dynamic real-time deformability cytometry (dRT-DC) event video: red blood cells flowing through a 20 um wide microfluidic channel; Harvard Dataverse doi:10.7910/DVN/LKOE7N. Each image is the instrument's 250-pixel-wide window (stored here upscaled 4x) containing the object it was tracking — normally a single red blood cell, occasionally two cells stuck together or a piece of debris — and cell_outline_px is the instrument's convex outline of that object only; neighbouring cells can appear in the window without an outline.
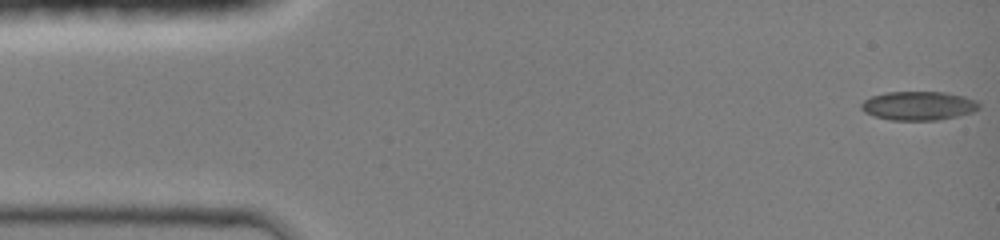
{"species": "common noctule bat (a hibernating species)", "species_latin": "Nyctalus noctula", "temperature_condition": "room temperature", "stored_images_in_passage": 70, "camera_frame_rate_fps": 3000, "um_per_image_px": 0.085, "animal": {"sex": "female", "body_mass_g": 19.0, "forearm_length_mm": 51.5}, "frame": {"image": 1, "passage_image": 1, "time_ms": 0.0, "image_size_px": [1000, 240], "cell_outline_px": [[980, 108], [972, 112], [956, 116], [936, 120], [892, 120], [872, 116], [864, 112], [860, 108], [860, 104], [864, 100], [872, 96], [884, 92], [944, 92], [964, 96], [976, 100], [980, 104]], "centroid_in_image_um": [78.04, 8.98], "position_along_channel_um": 7.0, "area_um2": 19.88}}
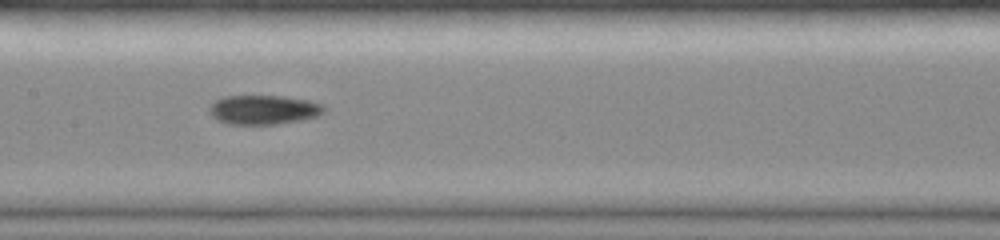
{"frame": {"image": 2, "passage_image": 27, "time_ms": 7.0, "image_size_px": [1000, 240], "cell_outline_px": [[324, 112], [316, 116], [300, 120], [276, 124], [228, 124], [212, 116], [208, 112], [208, 108], [216, 100], [224, 96], [284, 96], [308, 100], [324, 104]], "centroid_in_image_um": [22.4, 9.32], "position_along_channel_um": 185.0, "area_um2": 19.48}}
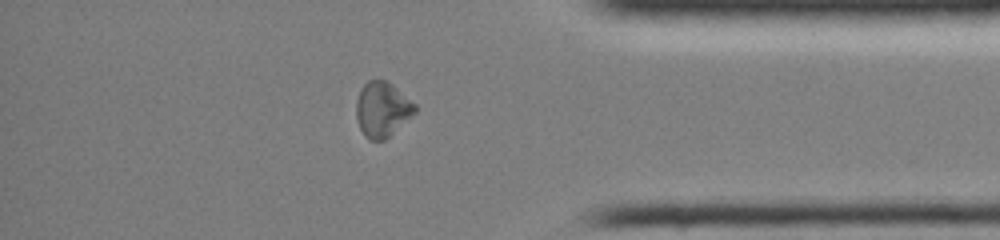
{"frame": {"image": 3, "passage_image": 52, "time_ms": 12.333, "image_size_px": [1000, 240], "cell_outline_px": [[416, 112], [384, 140], [368, 140], [364, 136], [356, 120], [356, 100], [360, 88], [368, 80], [384, 80], [392, 84], [416, 104]], "centroid_in_image_um": [32.46, 9.29], "position_along_channel_um": 402.7, "area_um2": 18.84}}